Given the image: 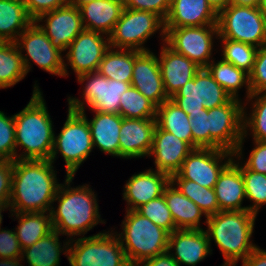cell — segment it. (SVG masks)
I'll use <instances>...</instances> for the list:
<instances>
[{"mask_svg": "<svg viewBox=\"0 0 266 266\" xmlns=\"http://www.w3.org/2000/svg\"><path fill=\"white\" fill-rule=\"evenodd\" d=\"M55 172L50 160H15L11 212H50L60 186Z\"/></svg>", "mask_w": 266, "mask_h": 266, "instance_id": "obj_1", "label": "cell"}, {"mask_svg": "<svg viewBox=\"0 0 266 266\" xmlns=\"http://www.w3.org/2000/svg\"><path fill=\"white\" fill-rule=\"evenodd\" d=\"M74 176H66L65 183L60 184L53 202H58L57 210H50L54 230L61 235H85L98 223H105L99 214L97 195L90 185L71 187ZM90 187V188H89Z\"/></svg>", "mask_w": 266, "mask_h": 266, "instance_id": "obj_2", "label": "cell"}, {"mask_svg": "<svg viewBox=\"0 0 266 266\" xmlns=\"http://www.w3.org/2000/svg\"><path fill=\"white\" fill-rule=\"evenodd\" d=\"M26 107L14 114L15 145L24 148L17 160H50L55 133L39 86Z\"/></svg>", "mask_w": 266, "mask_h": 266, "instance_id": "obj_3", "label": "cell"}, {"mask_svg": "<svg viewBox=\"0 0 266 266\" xmlns=\"http://www.w3.org/2000/svg\"><path fill=\"white\" fill-rule=\"evenodd\" d=\"M256 214L248 211H219L206 218L208 238L214 239L225 262L236 266L257 247L251 241Z\"/></svg>", "mask_w": 266, "mask_h": 266, "instance_id": "obj_4", "label": "cell"}, {"mask_svg": "<svg viewBox=\"0 0 266 266\" xmlns=\"http://www.w3.org/2000/svg\"><path fill=\"white\" fill-rule=\"evenodd\" d=\"M121 233H116L131 266L162 254L168 249L169 233L136 210H126Z\"/></svg>", "mask_w": 266, "mask_h": 266, "instance_id": "obj_5", "label": "cell"}, {"mask_svg": "<svg viewBox=\"0 0 266 266\" xmlns=\"http://www.w3.org/2000/svg\"><path fill=\"white\" fill-rule=\"evenodd\" d=\"M94 146L85 110L68 108L65 121L58 136L54 137L50 161L54 164L60 152L65 160L66 176H75L80 165L86 161Z\"/></svg>", "mask_w": 266, "mask_h": 266, "instance_id": "obj_6", "label": "cell"}, {"mask_svg": "<svg viewBox=\"0 0 266 266\" xmlns=\"http://www.w3.org/2000/svg\"><path fill=\"white\" fill-rule=\"evenodd\" d=\"M67 259L71 266H131L116 233L110 231L72 238Z\"/></svg>", "mask_w": 266, "mask_h": 266, "instance_id": "obj_7", "label": "cell"}, {"mask_svg": "<svg viewBox=\"0 0 266 266\" xmlns=\"http://www.w3.org/2000/svg\"><path fill=\"white\" fill-rule=\"evenodd\" d=\"M218 39L260 48L266 43V21L258 6L228 5L217 16Z\"/></svg>", "mask_w": 266, "mask_h": 266, "instance_id": "obj_8", "label": "cell"}, {"mask_svg": "<svg viewBox=\"0 0 266 266\" xmlns=\"http://www.w3.org/2000/svg\"><path fill=\"white\" fill-rule=\"evenodd\" d=\"M160 29V36L165 42V25L160 16L150 11L124 8L109 35L110 47L139 52L149 51L142 45Z\"/></svg>", "mask_w": 266, "mask_h": 266, "instance_id": "obj_9", "label": "cell"}, {"mask_svg": "<svg viewBox=\"0 0 266 266\" xmlns=\"http://www.w3.org/2000/svg\"><path fill=\"white\" fill-rule=\"evenodd\" d=\"M245 103L232 98L227 104L208 110L210 148L226 149L234 153L235 158L243 159V105Z\"/></svg>", "mask_w": 266, "mask_h": 266, "instance_id": "obj_10", "label": "cell"}, {"mask_svg": "<svg viewBox=\"0 0 266 266\" xmlns=\"http://www.w3.org/2000/svg\"><path fill=\"white\" fill-rule=\"evenodd\" d=\"M77 80L81 84L87 81L82 94L84 99L68 97L69 109L81 111L88 105L92 111L120 115V97L131 83L108 79L98 71L80 75Z\"/></svg>", "mask_w": 266, "mask_h": 266, "instance_id": "obj_11", "label": "cell"}, {"mask_svg": "<svg viewBox=\"0 0 266 266\" xmlns=\"http://www.w3.org/2000/svg\"><path fill=\"white\" fill-rule=\"evenodd\" d=\"M231 99L232 97L213 79L206 68H201L193 79L170 98L187 115L227 104Z\"/></svg>", "mask_w": 266, "mask_h": 266, "instance_id": "obj_12", "label": "cell"}, {"mask_svg": "<svg viewBox=\"0 0 266 266\" xmlns=\"http://www.w3.org/2000/svg\"><path fill=\"white\" fill-rule=\"evenodd\" d=\"M16 45L21 52L26 51V55L21 54V56L27 73L32 64L29 61L32 60L39 68L52 75L61 77L69 75L68 65L62 57V52L52 45L50 39L35 21L19 35Z\"/></svg>", "mask_w": 266, "mask_h": 266, "instance_id": "obj_13", "label": "cell"}, {"mask_svg": "<svg viewBox=\"0 0 266 266\" xmlns=\"http://www.w3.org/2000/svg\"><path fill=\"white\" fill-rule=\"evenodd\" d=\"M213 36L219 37L217 25L165 28V43L201 68L212 60Z\"/></svg>", "mask_w": 266, "mask_h": 266, "instance_id": "obj_14", "label": "cell"}, {"mask_svg": "<svg viewBox=\"0 0 266 266\" xmlns=\"http://www.w3.org/2000/svg\"><path fill=\"white\" fill-rule=\"evenodd\" d=\"M233 158L234 153L226 149L195 148L183 161L177 173L183 179L203 187L214 188L220 173Z\"/></svg>", "mask_w": 266, "mask_h": 266, "instance_id": "obj_15", "label": "cell"}, {"mask_svg": "<svg viewBox=\"0 0 266 266\" xmlns=\"http://www.w3.org/2000/svg\"><path fill=\"white\" fill-rule=\"evenodd\" d=\"M105 34L84 29L67 48V64L80 75L95 72L107 50L110 48L109 37Z\"/></svg>", "mask_w": 266, "mask_h": 266, "instance_id": "obj_16", "label": "cell"}, {"mask_svg": "<svg viewBox=\"0 0 266 266\" xmlns=\"http://www.w3.org/2000/svg\"><path fill=\"white\" fill-rule=\"evenodd\" d=\"M34 21L61 52L66 51L74 38L84 30L79 8L70 4L43 13ZM43 21L45 25L39 23Z\"/></svg>", "mask_w": 266, "mask_h": 266, "instance_id": "obj_17", "label": "cell"}, {"mask_svg": "<svg viewBox=\"0 0 266 266\" xmlns=\"http://www.w3.org/2000/svg\"><path fill=\"white\" fill-rule=\"evenodd\" d=\"M132 87L136 88L156 107L170 99L164 89L157 56L149 51L134 52Z\"/></svg>", "mask_w": 266, "mask_h": 266, "instance_id": "obj_18", "label": "cell"}, {"mask_svg": "<svg viewBox=\"0 0 266 266\" xmlns=\"http://www.w3.org/2000/svg\"><path fill=\"white\" fill-rule=\"evenodd\" d=\"M156 118H123L119 137V157L123 159L149 156Z\"/></svg>", "mask_w": 266, "mask_h": 266, "instance_id": "obj_19", "label": "cell"}, {"mask_svg": "<svg viewBox=\"0 0 266 266\" xmlns=\"http://www.w3.org/2000/svg\"><path fill=\"white\" fill-rule=\"evenodd\" d=\"M193 148L170 132L155 128L152 148L149 156H154L155 170L169 176L177 173Z\"/></svg>", "mask_w": 266, "mask_h": 266, "instance_id": "obj_20", "label": "cell"}, {"mask_svg": "<svg viewBox=\"0 0 266 266\" xmlns=\"http://www.w3.org/2000/svg\"><path fill=\"white\" fill-rule=\"evenodd\" d=\"M210 247L205 230L177 229L169 234L167 251L180 266H196L212 252Z\"/></svg>", "mask_w": 266, "mask_h": 266, "instance_id": "obj_21", "label": "cell"}, {"mask_svg": "<svg viewBox=\"0 0 266 266\" xmlns=\"http://www.w3.org/2000/svg\"><path fill=\"white\" fill-rule=\"evenodd\" d=\"M169 183L168 174L151 168L132 175L124 186L123 199L128 205L126 210H136L160 197Z\"/></svg>", "mask_w": 266, "mask_h": 266, "instance_id": "obj_22", "label": "cell"}, {"mask_svg": "<svg viewBox=\"0 0 266 266\" xmlns=\"http://www.w3.org/2000/svg\"><path fill=\"white\" fill-rule=\"evenodd\" d=\"M158 62L160 65L164 89L169 98L194 78L201 69L195 62L175 52L165 42L163 43Z\"/></svg>", "mask_w": 266, "mask_h": 266, "instance_id": "obj_23", "label": "cell"}, {"mask_svg": "<svg viewBox=\"0 0 266 266\" xmlns=\"http://www.w3.org/2000/svg\"><path fill=\"white\" fill-rule=\"evenodd\" d=\"M218 14L207 0H171L165 28L217 25Z\"/></svg>", "mask_w": 266, "mask_h": 266, "instance_id": "obj_24", "label": "cell"}, {"mask_svg": "<svg viewBox=\"0 0 266 266\" xmlns=\"http://www.w3.org/2000/svg\"><path fill=\"white\" fill-rule=\"evenodd\" d=\"M213 189L216 194L219 211L248 210V206H242L246 195L239 160L235 161L233 158L223 169Z\"/></svg>", "mask_w": 266, "mask_h": 266, "instance_id": "obj_25", "label": "cell"}, {"mask_svg": "<svg viewBox=\"0 0 266 266\" xmlns=\"http://www.w3.org/2000/svg\"><path fill=\"white\" fill-rule=\"evenodd\" d=\"M124 9L123 0H94L79 7L83 28L109 37Z\"/></svg>", "mask_w": 266, "mask_h": 266, "instance_id": "obj_26", "label": "cell"}, {"mask_svg": "<svg viewBox=\"0 0 266 266\" xmlns=\"http://www.w3.org/2000/svg\"><path fill=\"white\" fill-rule=\"evenodd\" d=\"M95 116L89 121L94 148L105 154L119 157V137L122 116L119 114L94 111Z\"/></svg>", "mask_w": 266, "mask_h": 266, "instance_id": "obj_27", "label": "cell"}, {"mask_svg": "<svg viewBox=\"0 0 266 266\" xmlns=\"http://www.w3.org/2000/svg\"><path fill=\"white\" fill-rule=\"evenodd\" d=\"M167 206L177 229L203 230L200 226L204 212L189 198L183 195L171 182L163 191Z\"/></svg>", "mask_w": 266, "mask_h": 266, "instance_id": "obj_28", "label": "cell"}, {"mask_svg": "<svg viewBox=\"0 0 266 266\" xmlns=\"http://www.w3.org/2000/svg\"><path fill=\"white\" fill-rule=\"evenodd\" d=\"M59 236L60 233L53 229L33 245L22 249L21 258L27 259L28 266H59L60 253L63 251L67 256L69 249V240L63 241L61 247Z\"/></svg>", "mask_w": 266, "mask_h": 266, "instance_id": "obj_29", "label": "cell"}, {"mask_svg": "<svg viewBox=\"0 0 266 266\" xmlns=\"http://www.w3.org/2000/svg\"><path fill=\"white\" fill-rule=\"evenodd\" d=\"M33 21L23 1L0 0V42H16Z\"/></svg>", "mask_w": 266, "mask_h": 266, "instance_id": "obj_30", "label": "cell"}, {"mask_svg": "<svg viewBox=\"0 0 266 266\" xmlns=\"http://www.w3.org/2000/svg\"><path fill=\"white\" fill-rule=\"evenodd\" d=\"M13 216L19 220L15 233L21 249L33 245L53 230L50 212L14 213Z\"/></svg>", "mask_w": 266, "mask_h": 266, "instance_id": "obj_31", "label": "cell"}, {"mask_svg": "<svg viewBox=\"0 0 266 266\" xmlns=\"http://www.w3.org/2000/svg\"><path fill=\"white\" fill-rule=\"evenodd\" d=\"M187 113L170 99L166 100L156 112L157 125L177 138L187 142L193 148L191 126Z\"/></svg>", "mask_w": 266, "mask_h": 266, "instance_id": "obj_32", "label": "cell"}, {"mask_svg": "<svg viewBox=\"0 0 266 266\" xmlns=\"http://www.w3.org/2000/svg\"><path fill=\"white\" fill-rule=\"evenodd\" d=\"M209 73L212 75L213 79L234 99H239L238 90L244 85L247 89L246 98L251 95L250 85H249V74L244 70L237 68L233 64L224 61L214 62L211 60L209 64L205 67Z\"/></svg>", "mask_w": 266, "mask_h": 266, "instance_id": "obj_33", "label": "cell"}, {"mask_svg": "<svg viewBox=\"0 0 266 266\" xmlns=\"http://www.w3.org/2000/svg\"><path fill=\"white\" fill-rule=\"evenodd\" d=\"M135 51L110 47L97 71L108 79L131 83Z\"/></svg>", "mask_w": 266, "mask_h": 266, "instance_id": "obj_34", "label": "cell"}, {"mask_svg": "<svg viewBox=\"0 0 266 266\" xmlns=\"http://www.w3.org/2000/svg\"><path fill=\"white\" fill-rule=\"evenodd\" d=\"M16 42H0V89L12 87L27 75Z\"/></svg>", "mask_w": 266, "mask_h": 266, "instance_id": "obj_35", "label": "cell"}, {"mask_svg": "<svg viewBox=\"0 0 266 266\" xmlns=\"http://www.w3.org/2000/svg\"><path fill=\"white\" fill-rule=\"evenodd\" d=\"M170 182L194 202L207 217L219 212V205L213 188L203 187L196 182L183 179L178 173L170 176Z\"/></svg>", "mask_w": 266, "mask_h": 266, "instance_id": "obj_36", "label": "cell"}, {"mask_svg": "<svg viewBox=\"0 0 266 266\" xmlns=\"http://www.w3.org/2000/svg\"><path fill=\"white\" fill-rule=\"evenodd\" d=\"M246 101L253 104L249 116L246 105H243V137L247 136L249 128L255 141H266V93L251 94Z\"/></svg>", "mask_w": 266, "mask_h": 266, "instance_id": "obj_37", "label": "cell"}, {"mask_svg": "<svg viewBox=\"0 0 266 266\" xmlns=\"http://www.w3.org/2000/svg\"><path fill=\"white\" fill-rule=\"evenodd\" d=\"M156 112L157 107L132 86L120 97V115L123 118H156Z\"/></svg>", "mask_w": 266, "mask_h": 266, "instance_id": "obj_38", "label": "cell"}, {"mask_svg": "<svg viewBox=\"0 0 266 266\" xmlns=\"http://www.w3.org/2000/svg\"><path fill=\"white\" fill-rule=\"evenodd\" d=\"M220 42L223 43L222 59L249 74L252 71L258 48L230 39H220Z\"/></svg>", "mask_w": 266, "mask_h": 266, "instance_id": "obj_39", "label": "cell"}, {"mask_svg": "<svg viewBox=\"0 0 266 266\" xmlns=\"http://www.w3.org/2000/svg\"><path fill=\"white\" fill-rule=\"evenodd\" d=\"M240 170L244 180L246 199L253 203L248 206V211L257 215L261 206L266 205V174L252 171L243 163L240 164Z\"/></svg>", "mask_w": 266, "mask_h": 266, "instance_id": "obj_40", "label": "cell"}, {"mask_svg": "<svg viewBox=\"0 0 266 266\" xmlns=\"http://www.w3.org/2000/svg\"><path fill=\"white\" fill-rule=\"evenodd\" d=\"M136 211L151 220L155 225L166 230L169 234L176 230L172 214L167 206L164 195L141 205Z\"/></svg>", "mask_w": 266, "mask_h": 266, "instance_id": "obj_41", "label": "cell"}, {"mask_svg": "<svg viewBox=\"0 0 266 266\" xmlns=\"http://www.w3.org/2000/svg\"><path fill=\"white\" fill-rule=\"evenodd\" d=\"M15 145V122L13 115L0 111V160H17Z\"/></svg>", "mask_w": 266, "mask_h": 266, "instance_id": "obj_42", "label": "cell"}, {"mask_svg": "<svg viewBox=\"0 0 266 266\" xmlns=\"http://www.w3.org/2000/svg\"><path fill=\"white\" fill-rule=\"evenodd\" d=\"M191 126L193 149L210 148V131L208 123V110L202 109L201 113L188 115Z\"/></svg>", "mask_w": 266, "mask_h": 266, "instance_id": "obj_43", "label": "cell"}, {"mask_svg": "<svg viewBox=\"0 0 266 266\" xmlns=\"http://www.w3.org/2000/svg\"><path fill=\"white\" fill-rule=\"evenodd\" d=\"M251 94L266 93V43L258 48L252 71L249 73Z\"/></svg>", "mask_w": 266, "mask_h": 266, "instance_id": "obj_44", "label": "cell"}, {"mask_svg": "<svg viewBox=\"0 0 266 266\" xmlns=\"http://www.w3.org/2000/svg\"><path fill=\"white\" fill-rule=\"evenodd\" d=\"M123 3L124 8L150 11L160 16L163 20L166 19L171 7V0H123Z\"/></svg>", "mask_w": 266, "mask_h": 266, "instance_id": "obj_45", "label": "cell"}, {"mask_svg": "<svg viewBox=\"0 0 266 266\" xmlns=\"http://www.w3.org/2000/svg\"><path fill=\"white\" fill-rule=\"evenodd\" d=\"M22 257L15 230L0 229V258L15 259Z\"/></svg>", "mask_w": 266, "mask_h": 266, "instance_id": "obj_46", "label": "cell"}, {"mask_svg": "<svg viewBox=\"0 0 266 266\" xmlns=\"http://www.w3.org/2000/svg\"><path fill=\"white\" fill-rule=\"evenodd\" d=\"M14 160H0V206L9 205Z\"/></svg>", "mask_w": 266, "mask_h": 266, "instance_id": "obj_47", "label": "cell"}, {"mask_svg": "<svg viewBox=\"0 0 266 266\" xmlns=\"http://www.w3.org/2000/svg\"><path fill=\"white\" fill-rule=\"evenodd\" d=\"M28 15L36 20L41 14L69 4V0H24Z\"/></svg>", "mask_w": 266, "mask_h": 266, "instance_id": "obj_48", "label": "cell"}, {"mask_svg": "<svg viewBox=\"0 0 266 266\" xmlns=\"http://www.w3.org/2000/svg\"><path fill=\"white\" fill-rule=\"evenodd\" d=\"M248 160L243 163L248 169L266 174V141H255Z\"/></svg>", "mask_w": 266, "mask_h": 266, "instance_id": "obj_49", "label": "cell"}, {"mask_svg": "<svg viewBox=\"0 0 266 266\" xmlns=\"http://www.w3.org/2000/svg\"><path fill=\"white\" fill-rule=\"evenodd\" d=\"M141 264V266H180L168 251L144 260Z\"/></svg>", "mask_w": 266, "mask_h": 266, "instance_id": "obj_50", "label": "cell"}, {"mask_svg": "<svg viewBox=\"0 0 266 266\" xmlns=\"http://www.w3.org/2000/svg\"><path fill=\"white\" fill-rule=\"evenodd\" d=\"M242 266H266V250L257 246L243 261Z\"/></svg>", "mask_w": 266, "mask_h": 266, "instance_id": "obj_51", "label": "cell"}, {"mask_svg": "<svg viewBox=\"0 0 266 266\" xmlns=\"http://www.w3.org/2000/svg\"><path fill=\"white\" fill-rule=\"evenodd\" d=\"M207 1L217 14L223 9H225L230 3V0H207Z\"/></svg>", "mask_w": 266, "mask_h": 266, "instance_id": "obj_52", "label": "cell"}, {"mask_svg": "<svg viewBox=\"0 0 266 266\" xmlns=\"http://www.w3.org/2000/svg\"><path fill=\"white\" fill-rule=\"evenodd\" d=\"M21 260L23 261L22 258H15V259L0 258V266H23L22 264H20V262H22Z\"/></svg>", "mask_w": 266, "mask_h": 266, "instance_id": "obj_53", "label": "cell"}, {"mask_svg": "<svg viewBox=\"0 0 266 266\" xmlns=\"http://www.w3.org/2000/svg\"><path fill=\"white\" fill-rule=\"evenodd\" d=\"M259 0H230L229 5L258 6Z\"/></svg>", "mask_w": 266, "mask_h": 266, "instance_id": "obj_54", "label": "cell"}, {"mask_svg": "<svg viewBox=\"0 0 266 266\" xmlns=\"http://www.w3.org/2000/svg\"><path fill=\"white\" fill-rule=\"evenodd\" d=\"M94 0H69V4L72 6H76L77 8H79L80 6L92 2Z\"/></svg>", "mask_w": 266, "mask_h": 266, "instance_id": "obj_55", "label": "cell"}, {"mask_svg": "<svg viewBox=\"0 0 266 266\" xmlns=\"http://www.w3.org/2000/svg\"><path fill=\"white\" fill-rule=\"evenodd\" d=\"M258 8L266 21V0H259Z\"/></svg>", "mask_w": 266, "mask_h": 266, "instance_id": "obj_56", "label": "cell"}, {"mask_svg": "<svg viewBox=\"0 0 266 266\" xmlns=\"http://www.w3.org/2000/svg\"><path fill=\"white\" fill-rule=\"evenodd\" d=\"M5 209H8L9 211H11L9 205L0 206V229H1V224H2V220H3V218H2L3 215L1 213H2V211H5Z\"/></svg>", "mask_w": 266, "mask_h": 266, "instance_id": "obj_57", "label": "cell"}, {"mask_svg": "<svg viewBox=\"0 0 266 266\" xmlns=\"http://www.w3.org/2000/svg\"><path fill=\"white\" fill-rule=\"evenodd\" d=\"M222 266H234V265L224 261V264Z\"/></svg>", "mask_w": 266, "mask_h": 266, "instance_id": "obj_58", "label": "cell"}]
</instances>
